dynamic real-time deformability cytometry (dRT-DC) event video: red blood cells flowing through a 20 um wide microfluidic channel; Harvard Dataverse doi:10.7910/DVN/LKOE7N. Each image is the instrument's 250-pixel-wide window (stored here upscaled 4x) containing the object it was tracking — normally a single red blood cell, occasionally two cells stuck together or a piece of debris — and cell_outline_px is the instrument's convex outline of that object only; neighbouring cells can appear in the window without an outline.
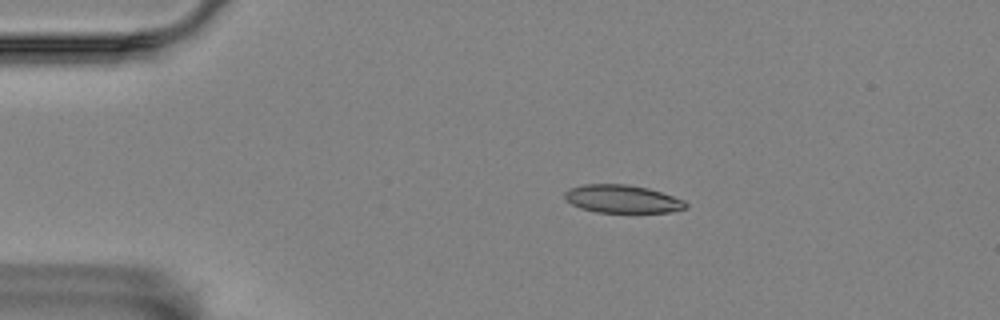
{"species": "Egyptian fruit bat (a non-hibernating species)", "species_latin": "Rousettus aegyptiacus", "temperature_condition": "room temperature", "stored_images_in_passage": 6, "camera_frame_rate_fps": 3000, "um_per_image_px": 0.085, "animal": {"sex": "female"}, "frame": {"image": 1, "passage_image": 2, "time_ms": 0.333, "image_size_px": [1000, 320], "cell_outline_px": [[688, 208], [668, 212], [596, 212], [580, 208], [572, 204], [564, 196], [564, 192], [572, 188], [584, 184], [628, 184], [648, 188], [684, 200], [688, 204]], "centroid_in_image_um": [52.91, 16.91], "position_along_channel_um": 32.1, "area_um2": 19.59}}
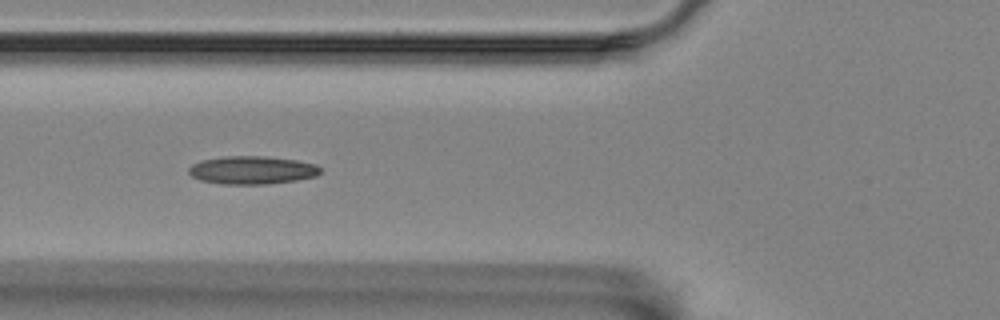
{"frame": {"image": 2, "passage_image": 5, "time_ms": 1.333, "image_size_px": [1000, 320], "cell_outline_px": [[320, 172], [316, 176], [296, 180], [268, 184], [220, 184], [200, 180], [192, 176], [188, 172], [188, 168], [192, 164], [200, 160], [224, 156], [264, 156], [296, 160], [316, 164], [320, 168]], "centroid_in_image_um": [21.39, 14.46], "position_along_channel_um": 104.4, "area_um2": 21.62}}
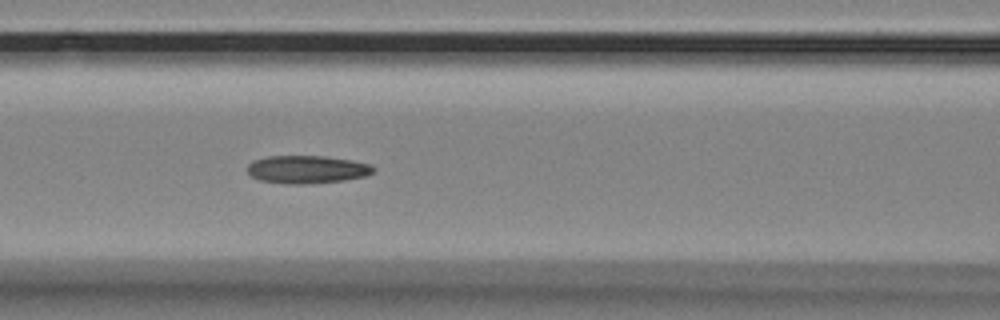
{"frame": {"image": 3, "passage_image": 6, "time_ms": 1.667, "image_size_px": [1000, 320], "cell_outline_px": [[376, 168], [372, 172], [364, 176], [344, 180], [308, 184], [284, 184], [260, 180], [252, 176], [248, 172], [248, 164], [252, 160], [268, 156], [324, 156], [352, 160], [372, 164]], "centroid_in_image_um": [26.09, 14.4], "position_along_channel_um": 140.5, "area_um2": 20.58}}